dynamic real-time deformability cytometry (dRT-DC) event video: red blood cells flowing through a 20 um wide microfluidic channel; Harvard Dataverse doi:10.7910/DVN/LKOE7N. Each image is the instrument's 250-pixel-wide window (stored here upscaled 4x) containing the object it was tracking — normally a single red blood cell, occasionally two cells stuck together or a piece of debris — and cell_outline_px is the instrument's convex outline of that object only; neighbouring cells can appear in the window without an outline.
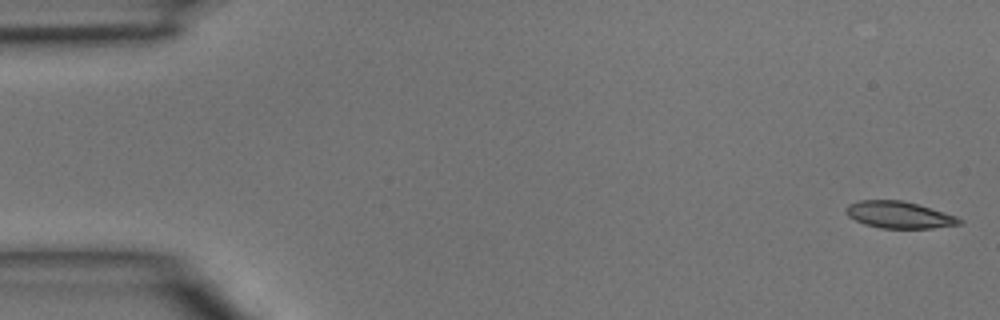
{"species": "common noctule bat (a hibernating species)", "species_latin": "Nyctalus noctula", "temperature_condition": "room temperature", "stored_images_in_passage": 10, "camera_frame_rate_fps": 3000, "um_per_image_px": 0.085, "animal": {"sex": "male", "body_mass_g": 15.6}, "frame": {"image": 1, "passage_image": 1, "time_ms": 0.0, "image_size_px": [1000, 320], "cell_outline_px": [[964, 224], [932, 228], [880, 228], [864, 224], [848, 216], [848, 204], [860, 200], [900, 200], [916, 204], [956, 216], [964, 220]], "centroid_in_image_um": [76.47, 18.27], "position_along_channel_um": 8.5, "area_um2": 17.51}}